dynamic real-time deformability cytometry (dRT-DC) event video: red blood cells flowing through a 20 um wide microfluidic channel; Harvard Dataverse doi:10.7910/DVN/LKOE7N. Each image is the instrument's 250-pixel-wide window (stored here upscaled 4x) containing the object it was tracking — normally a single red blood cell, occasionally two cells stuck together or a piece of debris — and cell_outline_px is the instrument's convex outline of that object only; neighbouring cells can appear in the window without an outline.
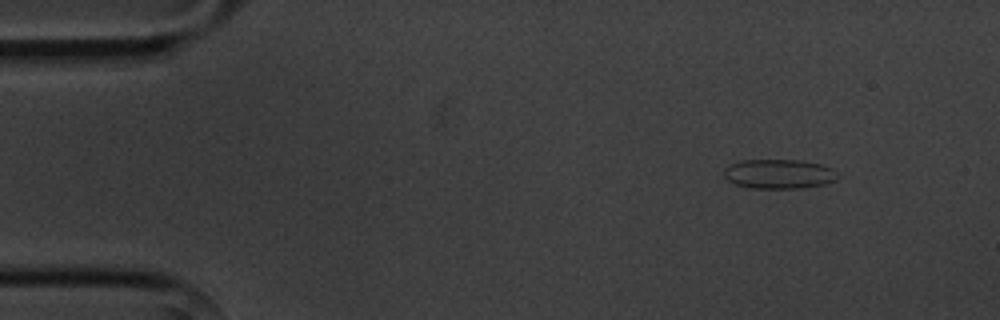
{"species": "common noctule bat (a hibernating species)", "species_latin": "Nyctalus noctula", "temperature_condition": "cold", "stored_images_in_passage": 4, "camera_frame_rate_fps": 3000, "um_per_image_px": 0.085, "animal": {"sex": "male", "body_mass_g": 20.1, "forearm_length_mm": 53.5}, "frame": {"image": 1, "passage_image": 1, "time_ms": 0.0, "image_size_px": [1000, 320], "cell_outline_px": [[836, 180], [824, 184], [804, 188], [752, 188], [736, 184], [728, 180], [724, 176], [724, 168], [740, 160], [800, 160], [820, 164], [832, 168], [836, 172]], "centroid_in_image_um": [66.2, 14.78], "position_along_channel_um": 18.8, "area_um2": 19.42}}
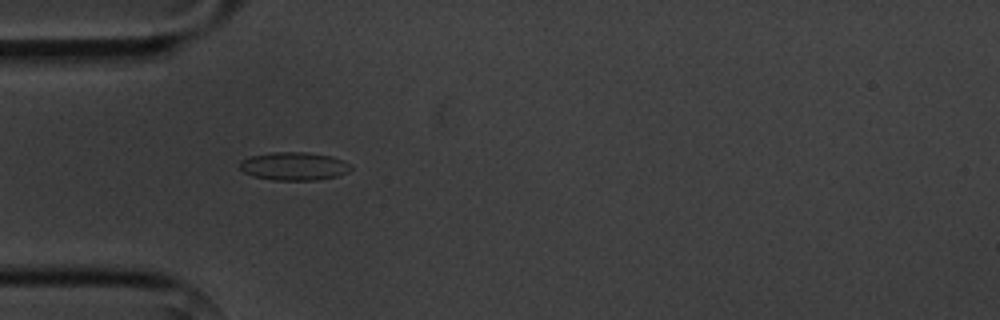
{"frame": {"image": 2, "passage_image": 4, "time_ms": 3.333, "image_size_px": [1000, 320], "cell_outline_px": [[352, 168], [348, 172], [336, 176], [316, 180], [272, 180], [252, 176], [244, 172], [240, 168], [240, 160], [252, 156], [272, 152], [308, 152], [332, 156], [344, 160], [352, 164]], "centroid_in_image_um": [25.02, 14.12], "position_along_channel_um": 60.0, "area_um2": 18.38}}